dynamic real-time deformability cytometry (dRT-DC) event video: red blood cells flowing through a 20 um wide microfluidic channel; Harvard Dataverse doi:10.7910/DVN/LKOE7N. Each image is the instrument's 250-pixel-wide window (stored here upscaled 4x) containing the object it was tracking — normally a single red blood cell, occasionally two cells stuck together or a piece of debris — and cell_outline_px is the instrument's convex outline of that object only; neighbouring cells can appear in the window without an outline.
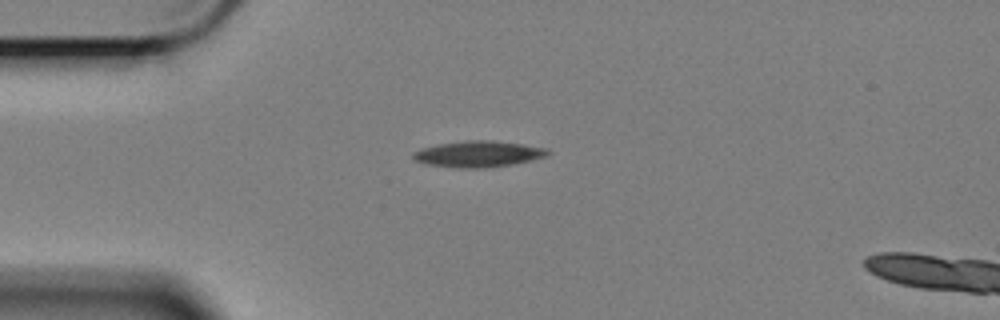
{"species": "Egyptian fruit bat (a non-hibernating species)", "species_latin": "Rousettus aegyptiacus", "temperature_condition": "cold", "stored_images_in_passage": 46, "segment_of_instrument_passage": [1, 2], "camera_frame_rate_fps": 3000, "um_per_image_px": 0.085, "animal": {"sex": "female"}, "frame": {"image": 1, "passage_image": 1, "time_ms": 0.0, "image_size_px": [1000, 320], "cell_outline_px": [[552, 152], [548, 156], [532, 160], [512, 164], [484, 168], [456, 168], [424, 164], [416, 160], [412, 156], [412, 152], [420, 148], [436, 144], [468, 140], [492, 140], [548, 148]], "centroid_in_image_um": [40.64, 13.09], "position_along_channel_um": 44.4, "area_um2": 20.75}}
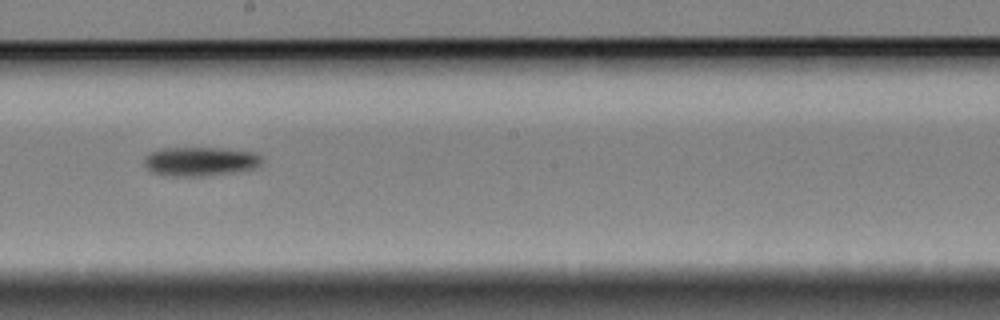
{"frame": {"image": 2, "passage_image": 19, "time_ms": 6.0, "image_size_px": [1000, 320], "cell_outline_px": [[264, 160], [256, 168], [232, 172], [200, 176], [172, 176], [152, 172], [144, 164], [144, 156], [148, 152], [160, 148], [220, 148], [252, 152], [260, 156]], "centroid_in_image_um": [16.98, 13.71], "position_along_channel_um": 231.2, "area_um2": 19.88}}
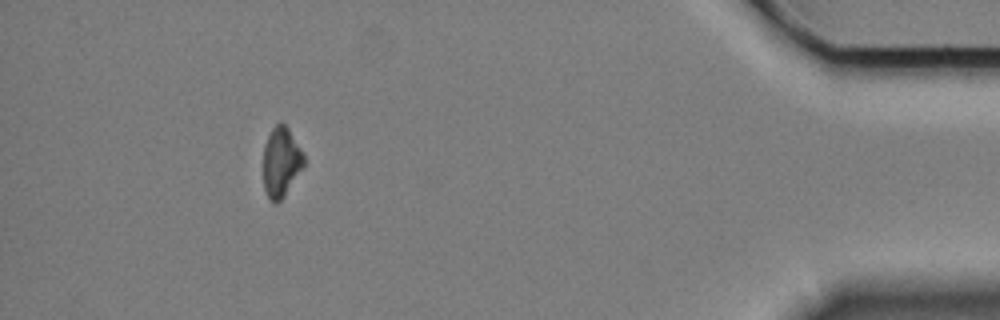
{"frame": {"image": 3, "passage_image": 40, "time_ms": 13.0, "image_size_px": [1000, 320], "cell_outline_px": [[304, 168], [284, 196], [276, 204], [268, 196], [264, 188], [264, 144], [272, 128], [276, 124], [284, 124], [288, 128], [300, 148], [304, 156]], "centroid_in_image_um": [23.91, 13.79], "position_along_channel_um": 411.3, "area_um2": 16.3}}